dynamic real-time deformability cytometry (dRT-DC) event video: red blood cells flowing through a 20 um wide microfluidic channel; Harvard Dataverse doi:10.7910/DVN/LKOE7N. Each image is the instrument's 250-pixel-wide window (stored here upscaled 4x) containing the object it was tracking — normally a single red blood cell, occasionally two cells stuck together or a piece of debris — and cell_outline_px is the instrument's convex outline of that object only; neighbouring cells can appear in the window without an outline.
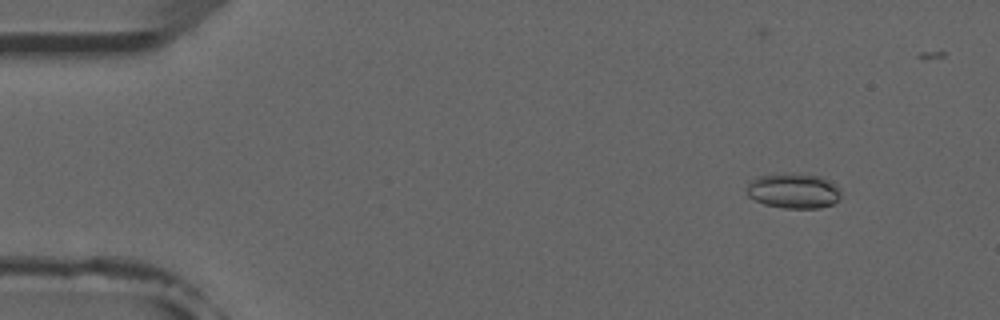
{"species": "common noctule bat (a hibernating species)", "species_latin": "Nyctalus noctula", "temperature_condition": "room temperature", "stored_images_in_passage": 9, "camera_frame_rate_fps": 3000, "um_per_image_px": 0.085, "animal": {"sex": "male", "forearm_length_mm": 52.5}, "frame": {"image": 1, "passage_image": 2, "time_ms": 1.0, "image_size_px": [1000, 320], "cell_outline_px": [[840, 196], [832, 204], [820, 208], [784, 208], [764, 204], [748, 196], [748, 180], [756, 176], [784, 172], [792, 172], [820, 176], [836, 184], [840, 188]], "centroid_in_image_um": [67.43, 16.19], "position_along_channel_um": 17.6, "area_um2": 19.59}}
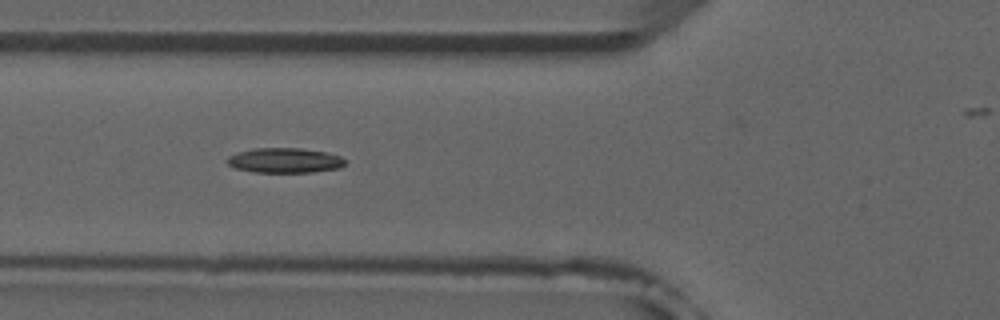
{"frame": {"image": 2, "passage_image": 6, "time_ms": 5.667, "image_size_px": [1000, 320], "cell_outline_px": [[348, 160], [340, 168], [312, 172], [252, 172], [236, 168], [228, 164], [224, 160], [228, 156], [240, 152], [256, 148], [300, 148], [324, 152], [340, 156]], "centroid_in_image_um": [24.21, 13.64], "position_along_channel_um": 101.6, "area_um2": 17.11}}
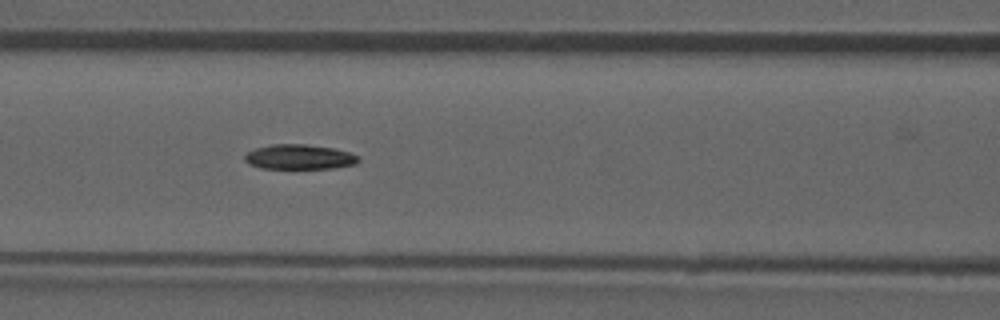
{"frame": {"image": 3, "passage_image": 7, "time_ms": 6.667, "image_size_px": [1000, 320], "cell_outline_px": [[360, 160], [356, 164], [336, 168], [260, 168], [248, 164], [244, 160], [244, 156], [248, 152], [256, 148], [272, 144], [304, 144], [336, 148], [360, 156]], "centroid_in_image_um": [25.47, 13.34], "position_along_channel_um": 141.1, "area_um2": 16.59}}